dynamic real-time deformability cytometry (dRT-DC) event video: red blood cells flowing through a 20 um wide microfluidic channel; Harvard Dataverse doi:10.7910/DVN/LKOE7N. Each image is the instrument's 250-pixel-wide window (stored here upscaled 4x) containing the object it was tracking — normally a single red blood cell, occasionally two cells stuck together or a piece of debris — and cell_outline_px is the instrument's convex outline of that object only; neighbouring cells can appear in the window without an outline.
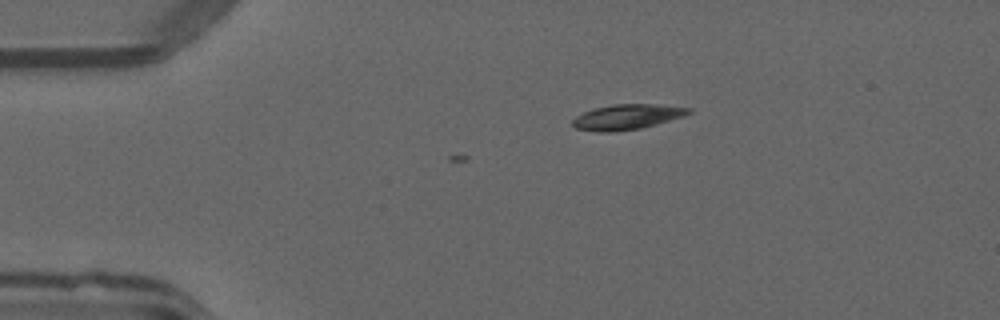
{"species": "common noctule bat (a hibernating species)", "species_latin": "Nyctalus noctula", "temperature_condition": "warm", "stored_images_in_passage": 2, "camera_frame_rate_fps": 3000, "um_per_image_px": 0.085, "animal": {"sex": "male", "forearm_length_mm": 52.5}, "frame": {"image": 1, "passage_image": 2, "time_ms": 0.333, "image_size_px": [1000, 320], "cell_outline_px": [[692, 112], [684, 116], [656, 124], [640, 128], [608, 132], [600, 132], [576, 128], [572, 124], [572, 120], [576, 116], [592, 108], [612, 104], [656, 104], [692, 108]], "centroid_in_image_um": [53.3, 9.92], "position_along_channel_um": 31.7, "area_um2": 16.99}}